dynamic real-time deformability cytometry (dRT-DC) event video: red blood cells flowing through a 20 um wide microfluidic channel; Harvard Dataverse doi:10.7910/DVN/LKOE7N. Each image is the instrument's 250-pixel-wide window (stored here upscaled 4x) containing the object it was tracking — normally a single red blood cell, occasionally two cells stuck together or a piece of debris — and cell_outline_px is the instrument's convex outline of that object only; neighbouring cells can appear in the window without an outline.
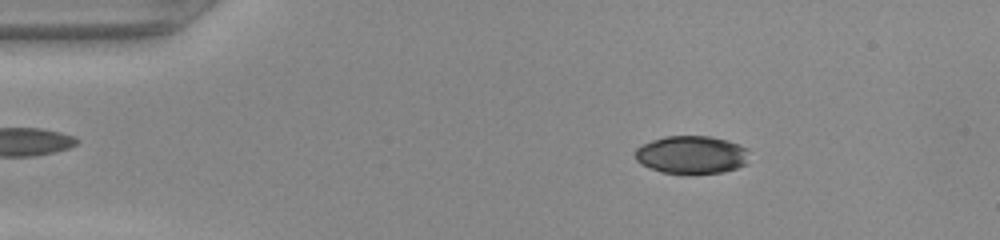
{"species": "common noctule bat (a hibernating species)", "species_latin": "Nyctalus noctula", "temperature_condition": "warm", "stored_images_in_passage": 48, "camera_frame_rate_fps": 3000, "um_per_image_px": 0.085, "animal": {"sex": "female", "body_mass_g": 22.0, "forearm_length_mm": 56.7}, "frame": {"image": 1, "passage_image": 7, "time_ms": 2.0, "image_size_px": [1000, 240], "cell_outline_px": [[748, 148], [744, 164], [736, 168], [720, 172], [660, 172], [640, 164], [636, 160], [636, 148], [652, 140], [664, 136], [708, 136], [728, 140], [740, 144]], "centroid_in_image_um": [58.76, 13.12], "position_along_channel_um": 26.2, "area_um2": 24.74}}
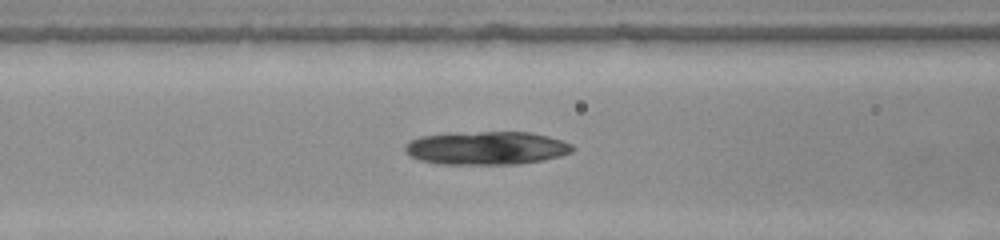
{"frame": {"image": 2, "passage_image": 19, "time_ms": 6.0, "image_size_px": [1000, 240], "cell_outline_px": [[572, 152], [560, 156], [544, 160], [520, 164], [440, 164], [420, 160], [404, 152], [404, 144], [408, 140], [420, 136], [444, 132], [532, 132], [548, 136], [572, 144]], "centroid_in_image_um": [41.29, 12.57], "position_along_channel_um": 125.3, "area_um2": 32.95}}
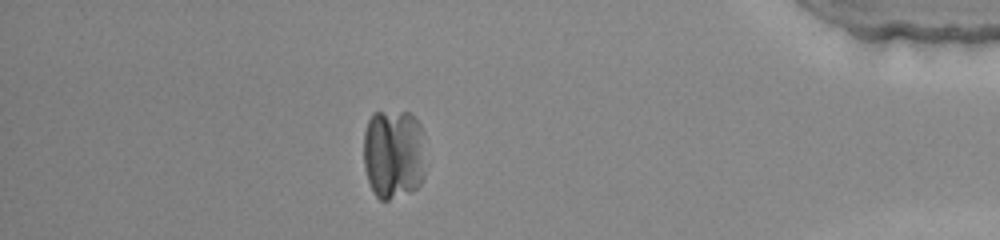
{"frame": {"image": 3, "passage_image": 42, "time_ms": 13.667, "image_size_px": [1000, 240], "cell_outline_px": [[424, 176], [420, 184], [412, 192], [388, 200], [380, 200], [376, 196], [368, 180], [364, 168], [364, 132], [368, 120], [372, 112], [412, 112], [420, 124], [424, 132]], "centroid_in_image_um": [33.47, 13.07], "position_along_channel_um": 401.7, "area_um2": 33.35}}